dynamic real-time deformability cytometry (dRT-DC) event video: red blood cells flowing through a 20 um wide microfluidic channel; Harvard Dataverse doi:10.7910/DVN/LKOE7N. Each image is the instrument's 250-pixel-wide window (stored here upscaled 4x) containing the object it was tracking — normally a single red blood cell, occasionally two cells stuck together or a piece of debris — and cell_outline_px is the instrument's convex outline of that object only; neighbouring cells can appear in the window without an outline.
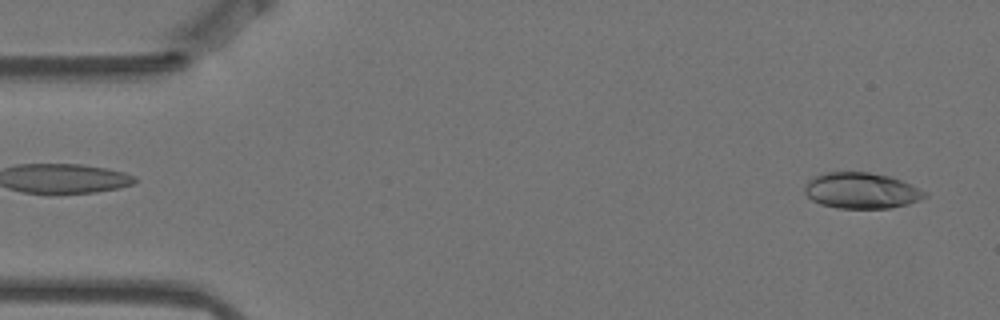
{"species": "Egyptian fruit bat (a non-hibernating species)", "species_latin": "Rousettus aegyptiacus", "temperature_condition": "warm", "stored_images_in_passage": 55, "camera_frame_rate_fps": 3000, "um_per_image_px": 0.085, "animal": {"sex": "female"}, "frame": {"image": 1, "passage_image": 1, "time_ms": 0.0, "image_size_px": [1000, 320], "cell_outline_px": [[928, 196], [920, 200], [908, 204], [888, 208], [836, 208], [820, 204], [812, 200], [804, 192], [804, 188], [808, 180], [824, 172], [868, 172], [888, 176], [900, 180], [928, 192]], "centroid_in_image_um": [73.21, 16.21], "position_along_channel_um": 11.8, "area_um2": 25.14}}
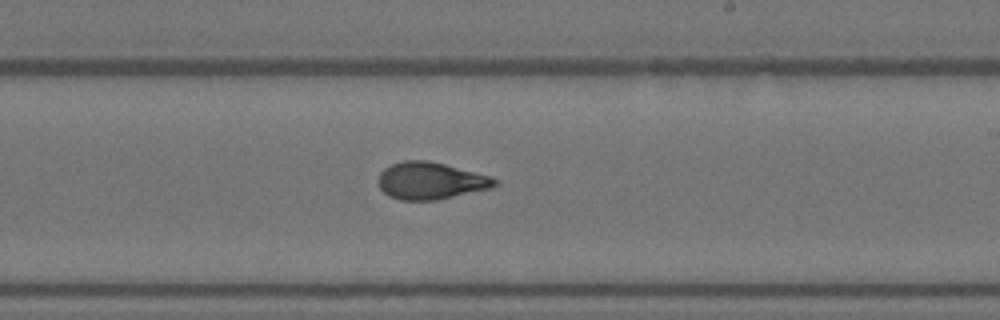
{"frame": {"image": 2, "passage_image": 31, "time_ms": 10.0, "image_size_px": [1000, 320], "cell_outline_px": [[496, 184], [492, 188], [436, 200], [400, 200], [388, 196], [380, 188], [380, 172], [384, 168], [392, 164], [404, 160], [428, 160], [444, 164], [488, 176], [496, 180]], "centroid_in_image_um": [36.57, 15.37], "position_along_channel_um": 252.4, "area_um2": 24.8}}
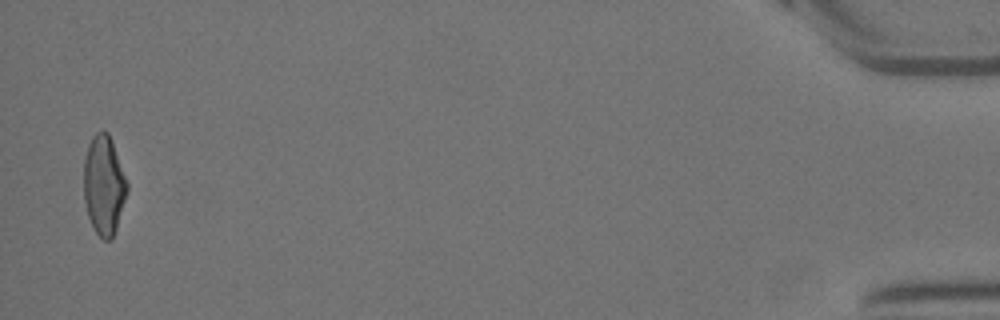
{"frame": {"image": 3, "passage_image": 54, "time_ms": 17.667, "image_size_px": [1000, 320], "cell_outline_px": [[128, 192], [112, 240], [104, 240], [92, 228], [88, 216], [84, 200], [84, 160], [88, 144], [92, 136], [96, 132], [108, 132], [112, 140], [128, 184]], "centroid_in_image_um": [8.83, 15.75], "position_along_channel_um": 426.4, "area_um2": 25.14}, "authors_computed_cell_mechanics": {"area_um2": 24.854, "velocity_mm_per_s": 3.5024, "shape_relaxation_time_tau1_ms": 6.2777, "shape_relaxation_time_tau2_ms": 1.2983, "deformation_change_tau1": 0.2223, "deformation_change_tau2": 0.0742}}